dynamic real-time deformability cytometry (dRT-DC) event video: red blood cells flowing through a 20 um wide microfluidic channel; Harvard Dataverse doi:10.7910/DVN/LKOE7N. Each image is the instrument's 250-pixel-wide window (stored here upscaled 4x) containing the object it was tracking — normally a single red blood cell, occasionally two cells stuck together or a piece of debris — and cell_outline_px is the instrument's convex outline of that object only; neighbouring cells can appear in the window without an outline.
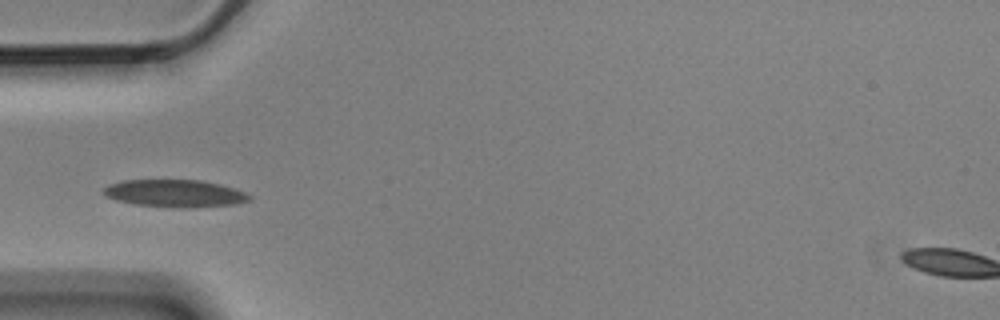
{"species": "Egyptian fruit bat (a non-hibernating species)", "species_latin": "Rousettus aegyptiacus", "temperature_condition": "cold", "stored_images_in_passage": 2, "camera_frame_rate_fps": 3000, "um_per_image_px": 0.085, "animal": {"sex": "male"}, "frame": {"image": 1, "passage_image": 1, "time_ms": 0.0, "image_size_px": [1000, 320], "cell_outline_px": [[252, 196], [248, 200], [232, 204], [188, 208], [180, 208], [132, 204], [116, 200], [104, 196], [104, 188], [112, 184], [124, 180], [204, 180], [220, 184], [244, 192]], "centroid_in_image_um": [14.84, 16.44], "position_along_channel_um": 70.2, "area_um2": 23.12}}
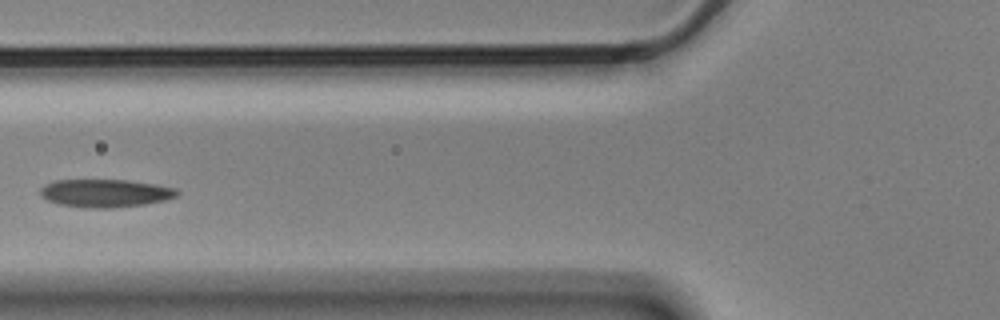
{"frame": {"image": 2, "passage_image": 2, "time_ms": 0.333, "image_size_px": [1000, 320], "cell_outline_px": [[180, 192], [176, 196], [164, 200], [144, 204], [116, 208], [92, 208], [56, 204], [40, 196], [40, 188], [44, 184], [56, 180], [128, 180], [156, 184], [176, 188]], "centroid_in_image_um": [8.93, 16.42], "position_along_channel_um": 116.9, "area_um2": 22.43}}